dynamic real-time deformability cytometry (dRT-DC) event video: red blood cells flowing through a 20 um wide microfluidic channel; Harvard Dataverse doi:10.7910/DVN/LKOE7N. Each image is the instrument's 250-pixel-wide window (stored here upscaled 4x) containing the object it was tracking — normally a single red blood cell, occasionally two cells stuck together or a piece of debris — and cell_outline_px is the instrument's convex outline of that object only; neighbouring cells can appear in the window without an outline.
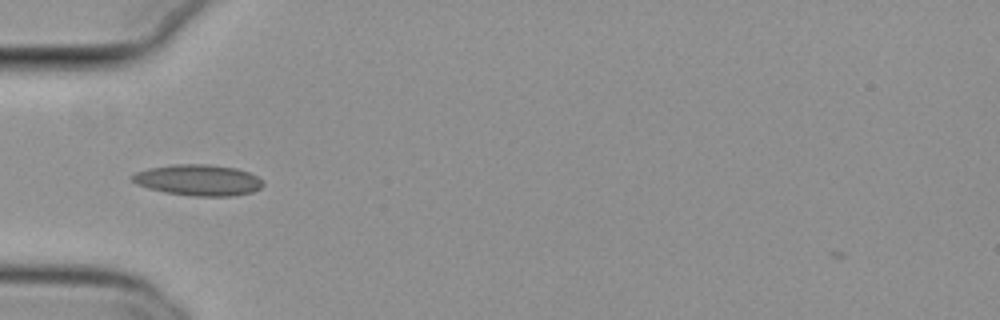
{"species": "common noctule bat (a hibernating species)", "species_latin": "Nyctalus noctula", "temperature_condition": "cold", "stored_images_in_passage": 38, "camera_frame_rate_fps": 3000, "um_per_image_px": 0.085, "animal": {"sex": "female", "body_mass_g": 29.2, "forearm_length_mm": 56.3}, "frame": {"image": 1, "passage_image": 2, "time_ms": 0.333, "image_size_px": [1000, 320], "cell_outline_px": [[264, 184], [260, 188], [252, 192], [232, 196], [192, 196], [164, 192], [148, 188], [136, 184], [128, 176], [136, 172], [148, 168], [172, 164], [208, 164], [236, 168], [248, 172], [256, 176]], "centroid_in_image_um": [16.81, 15.3], "position_along_channel_um": 68.2, "area_um2": 23.76}}
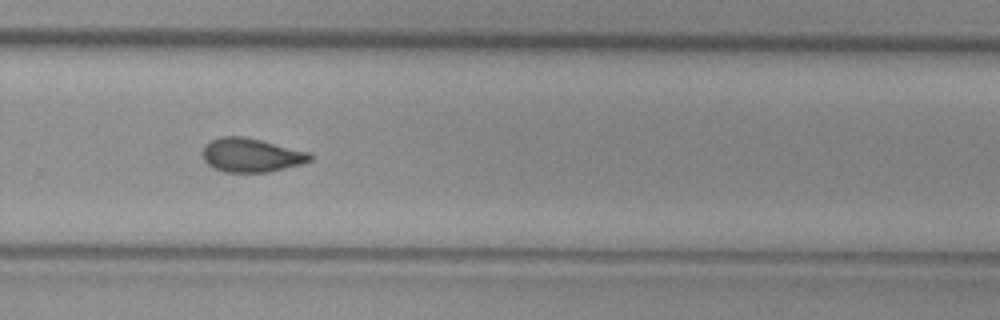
{"frame": {"image": 2, "passage_image": 21, "time_ms": 6.667, "image_size_px": [1000, 320], "cell_outline_px": [[312, 160], [304, 164], [268, 172], [224, 172], [212, 168], [204, 160], [204, 148], [212, 140], [220, 136], [244, 136], [308, 152], [312, 156]], "centroid_in_image_um": [21.37, 13.2], "position_along_channel_um": 308.4, "area_um2": 21.04}}
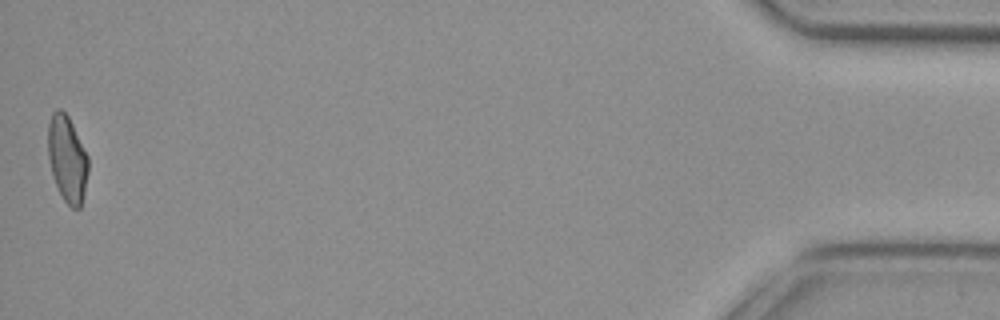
{"frame": {"image": 3, "passage_image": 38, "time_ms": 12.333, "image_size_px": [1000, 320], "cell_outline_px": [[88, 172], [84, 192], [80, 208], [72, 208], [64, 200], [56, 184], [52, 172], [48, 156], [48, 124], [52, 112], [56, 108], [60, 108], [68, 116], [88, 156]], "centroid_in_image_um": [5.71, 13.47], "position_along_channel_um": 429.5, "area_um2": 20.0}, "authors_computed_cell_mechanics": {"area_um2": 20.8658, "velocity_mm_per_s": 3.8059, "shape_relaxation_time_tau1_ms": null, "shape_relaxation_time_tau2_ms": 3.9978, "deformation_change_tau1": null, "deformation_change_tau2": 0.1061}}